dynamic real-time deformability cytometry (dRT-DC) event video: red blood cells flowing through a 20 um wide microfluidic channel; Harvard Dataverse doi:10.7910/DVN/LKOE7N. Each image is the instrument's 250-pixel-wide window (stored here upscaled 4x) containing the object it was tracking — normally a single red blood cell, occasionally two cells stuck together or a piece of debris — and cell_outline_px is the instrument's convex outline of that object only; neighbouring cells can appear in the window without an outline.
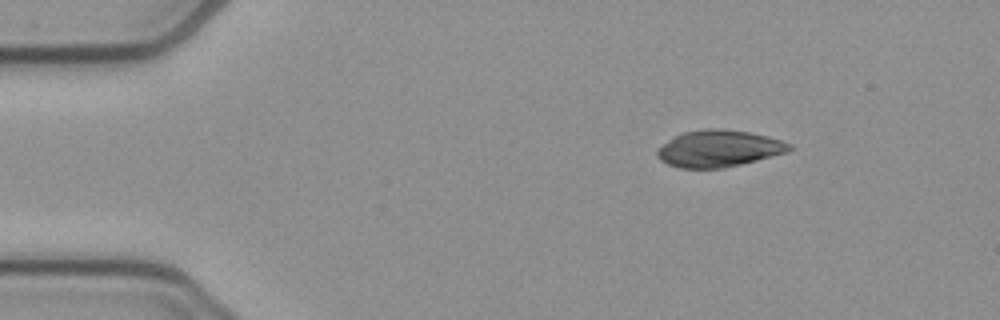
{"species": "common noctule bat (a hibernating species)", "species_latin": "Nyctalus noctula", "temperature_condition": "cold", "stored_images_in_passage": 46, "camera_frame_rate_fps": 3000, "um_per_image_px": 0.085, "animal": {"sex": "female", "body_mass_g": 21.9}, "frame": {"image": 1, "passage_image": 1, "time_ms": 0.0, "image_size_px": [1000, 320], "cell_outline_px": [[792, 148], [788, 152], [724, 168], [680, 168], [668, 164], [660, 160], [656, 156], [656, 148], [672, 136], [684, 132], [704, 128], [720, 128], [748, 132], [768, 136], [792, 144]], "centroid_in_image_um": [61.05, 12.62], "position_along_channel_um": 24.0, "area_um2": 28.5}}